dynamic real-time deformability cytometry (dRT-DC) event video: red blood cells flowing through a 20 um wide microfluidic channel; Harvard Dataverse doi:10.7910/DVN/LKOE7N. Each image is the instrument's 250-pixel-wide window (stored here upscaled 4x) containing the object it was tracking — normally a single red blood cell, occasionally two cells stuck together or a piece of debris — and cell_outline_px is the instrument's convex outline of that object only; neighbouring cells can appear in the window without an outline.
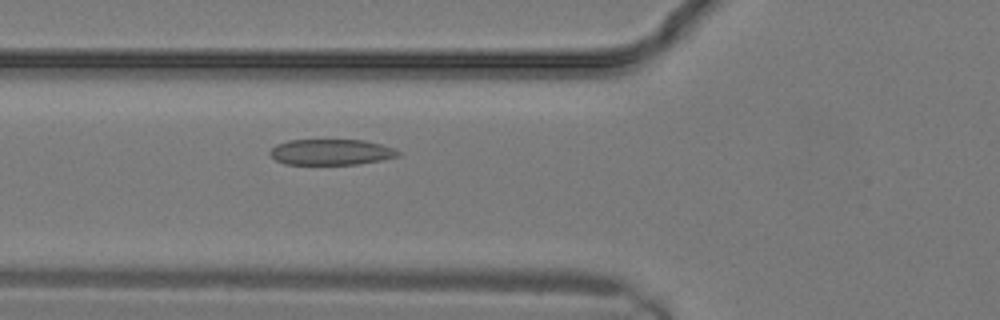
{"species": "common noctule bat (a hibernating species)", "species_latin": "Nyctalus noctula", "temperature_condition": "warm", "stored_images_in_passage": 10, "camera_frame_rate_fps": 3000, "um_per_image_px": 0.085, "animal": {"sex": "male", "body_mass_g": 19.2, "forearm_length_mm": 51.8}, "frame": {"image": 1, "passage_image": 10, "time_ms": 3.0, "image_size_px": [1000, 320], "cell_outline_px": [[400, 156], [380, 160], [356, 164], [284, 164], [276, 160], [268, 152], [276, 144], [288, 140], [364, 140], [380, 144], [392, 148], [400, 152]], "centroid_in_image_um": [28.12, 12.92], "position_along_channel_um": 97.7, "area_um2": 19.13}}